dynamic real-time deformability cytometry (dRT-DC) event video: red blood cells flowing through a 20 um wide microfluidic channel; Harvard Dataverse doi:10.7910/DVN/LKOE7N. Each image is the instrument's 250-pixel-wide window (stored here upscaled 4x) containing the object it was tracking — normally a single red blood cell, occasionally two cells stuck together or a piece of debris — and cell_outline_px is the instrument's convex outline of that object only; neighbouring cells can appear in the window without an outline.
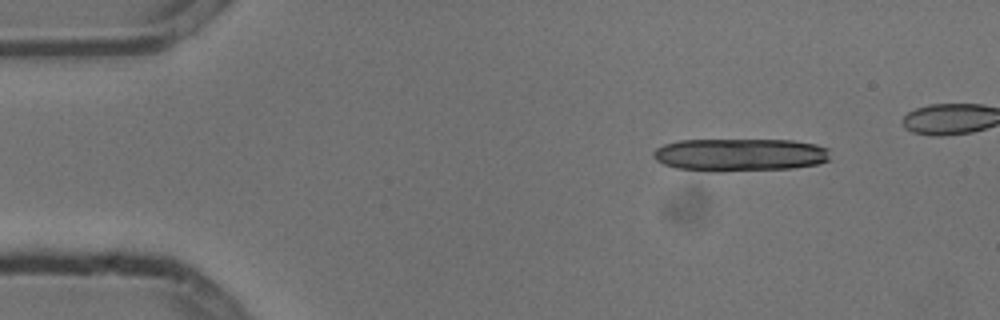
{"species": "common noctule bat (a hibernating species)", "species_latin": "Nyctalus noctula", "temperature_condition": "cold", "stored_images_in_passage": 6, "segment_of_instrument_passage": [1, 2], "camera_frame_rate_fps": 3000, "um_per_image_px": 0.085, "animal": {"sex": "male", "body_mass_g": 13.3}, "frame": {"image": 1, "passage_image": 1, "time_ms": 0.0, "image_size_px": [1000, 320], "cell_outline_px": [[832, 160], [820, 164], [792, 168], [720, 172], [712, 172], [676, 168], [664, 164], [656, 160], [652, 156], [652, 152], [656, 148], [664, 144], [680, 140], [792, 140], [816, 144], [828, 148]], "centroid_in_image_um": [62.92, 13.16], "position_along_channel_um": 22.1, "area_um2": 34.33}}
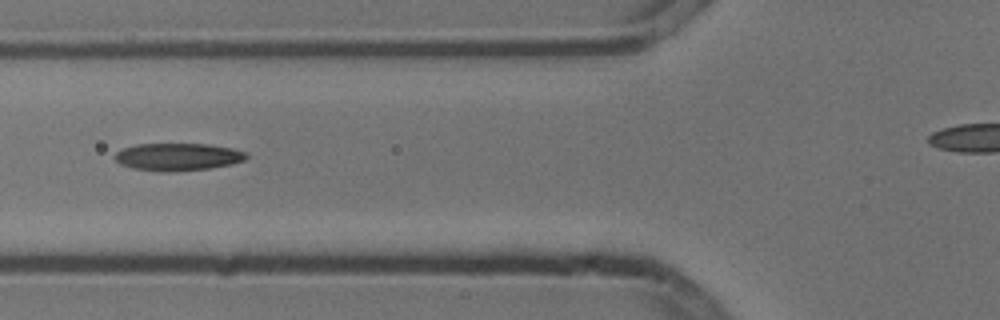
{"frame": {"image": 2, "passage_image": 5, "time_ms": 1.333, "image_size_px": [1000, 320], "cell_outline_px": [[248, 156], [244, 160], [232, 164], [208, 168], [168, 172], [164, 172], [132, 168], [120, 164], [116, 160], [116, 152], [124, 148], [136, 144], [208, 144], [232, 148], [248, 152]], "centroid_in_image_um": [15.14, 13.33], "position_along_channel_um": 110.7, "area_um2": 20.98}}